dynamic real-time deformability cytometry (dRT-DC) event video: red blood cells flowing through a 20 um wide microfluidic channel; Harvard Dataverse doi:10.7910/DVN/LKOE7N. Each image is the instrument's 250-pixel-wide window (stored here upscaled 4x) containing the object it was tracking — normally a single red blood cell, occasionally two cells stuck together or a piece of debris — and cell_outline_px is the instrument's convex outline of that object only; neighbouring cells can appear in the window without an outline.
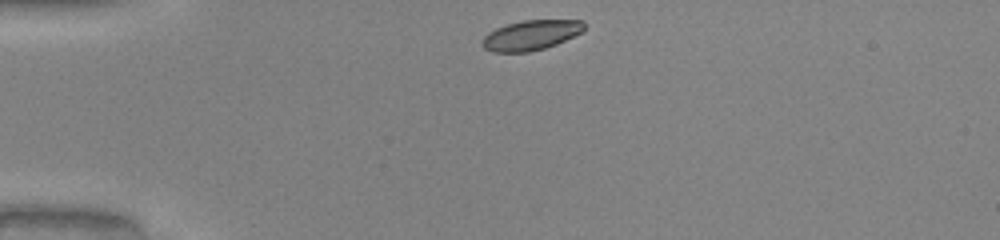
{"species": "common noctule bat (a hibernating species)", "species_latin": "Nyctalus noctula", "temperature_condition": "warm", "stored_images_in_passage": 32, "camera_frame_rate_fps": 3000, "um_per_image_px": 0.085, "animal": {"sex": "male", "body_mass_g": 20.0, "forearm_length_mm": 53.3}, "frame": {"image": 1, "passage_image": 1, "time_ms": 0.0, "image_size_px": [1000, 240], "cell_outline_px": [[584, 28], [580, 32], [556, 44], [544, 48], [528, 52], [492, 52], [484, 48], [480, 44], [480, 40], [488, 32], [496, 28], [508, 24], [524, 20], [584, 20]], "centroid_in_image_um": [45.06, 2.99], "position_along_channel_um": 39.9, "area_um2": 17.69}}
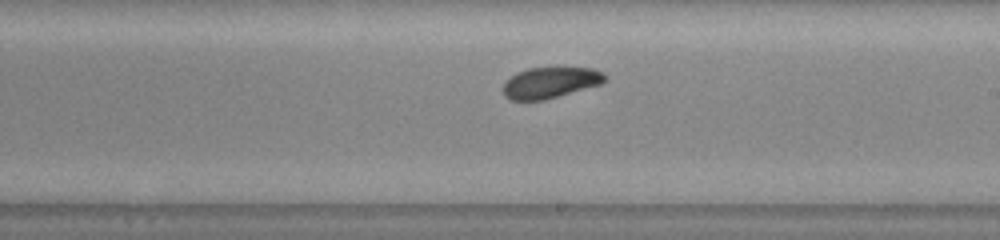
{"frame": {"image": 2, "passage_image": 19, "time_ms": 6.0, "image_size_px": [1000, 240], "cell_outline_px": [[604, 80], [600, 84], [544, 100], [508, 100], [504, 96], [504, 84], [516, 72], [528, 68], [592, 68], [600, 72], [604, 76]], "centroid_in_image_um": [46.72, 7.03], "position_along_channel_um": 242.3, "area_um2": 17.98}}
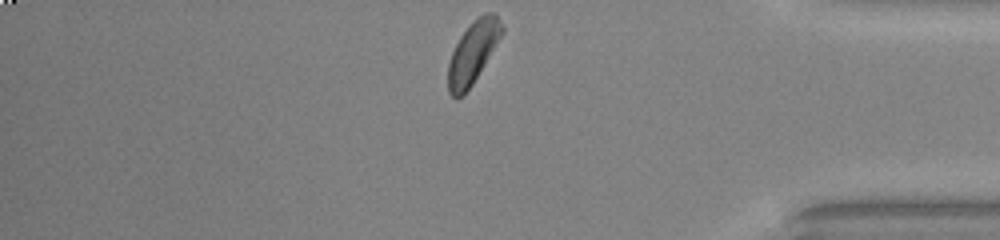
{"frame": {"image": 3, "passage_image": 32, "time_ms": 10.333, "image_size_px": [1000, 240], "cell_outline_px": [[504, 32], [472, 84], [456, 100], [448, 92], [448, 64], [452, 52], [460, 36], [472, 20], [484, 12], [492, 12], [500, 20], [504, 28]], "centroid_in_image_um": [40.19, 4.42], "position_along_channel_um": 395.0, "area_um2": 19.25}, "authors_computed_cell_mechanics": {"area_um2": 19.0451, "velocity_mm_per_s": 4.0587, "shape_relaxation_time_tau1_ms": 2.2515, "shape_relaxation_time_tau2_ms": 8.6948, "deformation_change_tau1": 0.0795, "deformation_change_tau2": 0.1238}}